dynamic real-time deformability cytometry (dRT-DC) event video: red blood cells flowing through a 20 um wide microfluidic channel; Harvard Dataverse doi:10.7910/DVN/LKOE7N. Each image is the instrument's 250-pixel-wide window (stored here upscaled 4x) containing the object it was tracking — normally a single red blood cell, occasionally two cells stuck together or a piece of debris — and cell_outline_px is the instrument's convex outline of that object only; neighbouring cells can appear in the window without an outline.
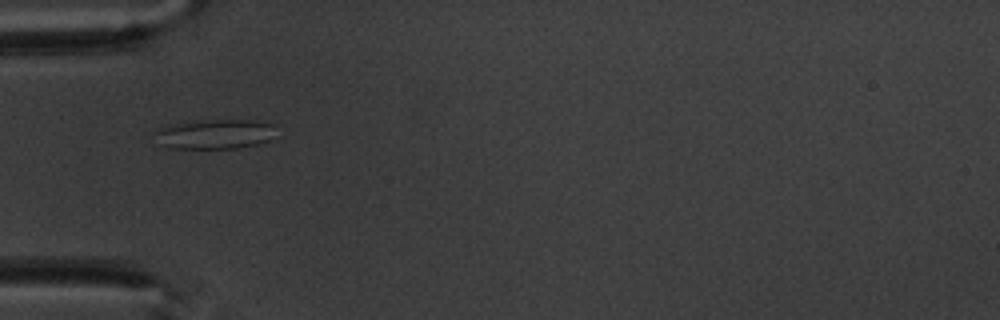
{"species": "common noctule bat (a hibernating species)", "species_latin": "Nyctalus noctula", "temperature_condition": "warm", "stored_images_in_passage": 9, "camera_frame_rate_fps": 3000, "um_per_image_px": 0.085, "animal": {"sex": "male", "body_mass_g": 20.1, "forearm_length_mm": 53.5}, "frame": {"image": 1, "passage_image": 2, "time_ms": 1.333, "image_size_px": [1000, 320], "cell_outline_px": [[276, 136], [268, 140], [256, 144], [236, 148], [168, 148], [160, 144], [152, 132], [156, 128], [168, 124], [212, 120], [256, 120], [272, 124]], "centroid_in_image_um": [18.21, 11.39], "position_along_channel_um": 66.8, "area_um2": 21.04}}
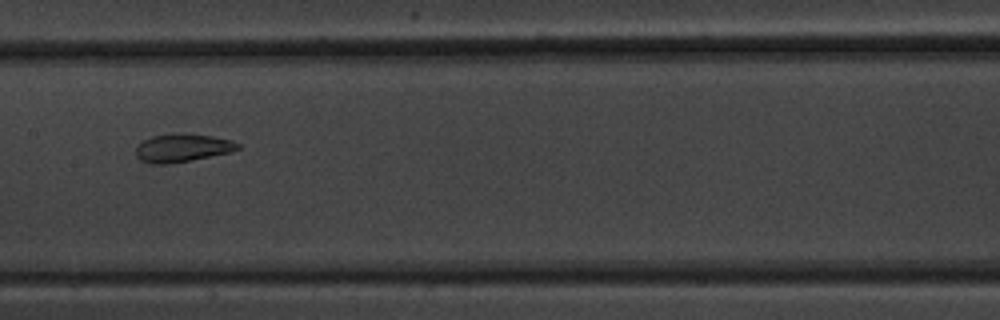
{"frame": {"image": 2, "passage_image": 5, "time_ms": 4.667, "image_size_px": [1000, 320], "cell_outline_px": [[240, 148], [232, 152], [192, 160], [168, 164], [152, 164], [140, 160], [136, 156], [136, 144], [152, 136], [172, 132], [180, 132], [212, 136], [232, 140], [240, 144]], "centroid_in_image_um": [15.49, 12.56], "position_along_channel_um": 191.9, "area_um2": 17.11}}
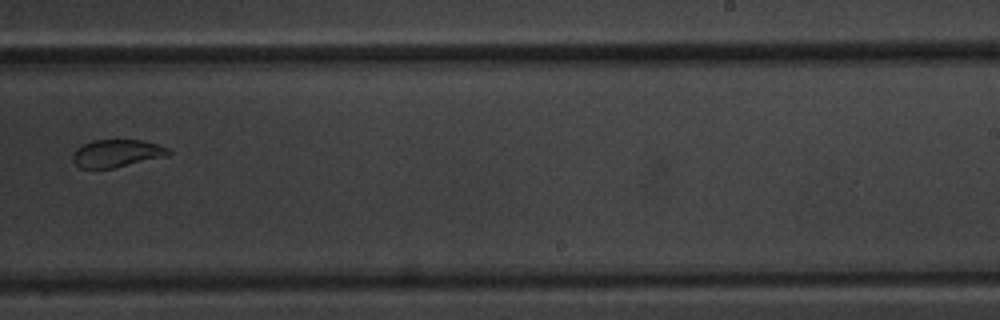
{"frame": {"image": 3, "passage_image": 7, "time_ms": 7.0, "image_size_px": [1000, 320], "cell_outline_px": [[172, 152], [168, 156], [112, 168], [80, 168], [72, 160], [72, 152], [76, 148], [92, 140], [144, 140], [168, 148]], "centroid_in_image_um": [9.92, 13.03], "position_along_channel_um": 279.1, "area_um2": 15.43}}